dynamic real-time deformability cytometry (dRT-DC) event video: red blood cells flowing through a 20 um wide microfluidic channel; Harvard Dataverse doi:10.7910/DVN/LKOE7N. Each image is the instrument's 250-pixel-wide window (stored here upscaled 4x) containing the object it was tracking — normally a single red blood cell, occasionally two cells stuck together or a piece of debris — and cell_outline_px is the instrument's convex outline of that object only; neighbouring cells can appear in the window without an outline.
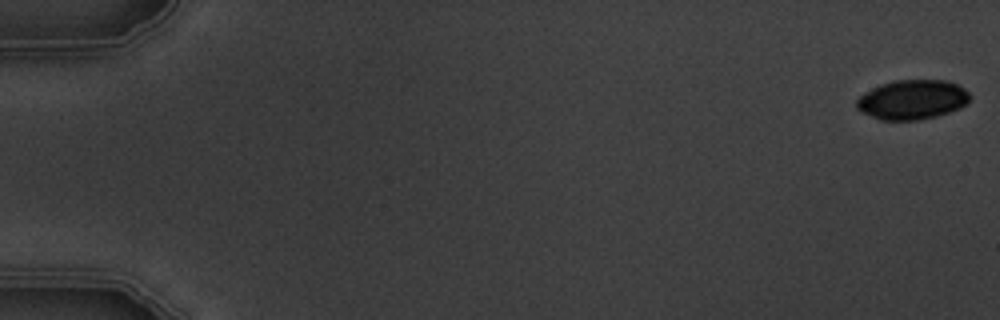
{"species": "common noctule bat (a hibernating species)", "species_latin": "Nyctalus noctula", "temperature_condition": "warm", "stored_images_in_passage": 8, "camera_frame_rate_fps": 3000, "um_per_image_px": 0.085, "animal": {"sex": "male", "body_mass_g": 19.5, "forearm_length_mm": 54.6}, "frame": {"image": 1, "passage_image": 1, "time_ms": 0.0, "image_size_px": [1000, 320], "cell_outline_px": [[968, 104], [960, 108], [936, 116], [920, 120], [880, 120], [860, 112], [856, 108], [856, 100], [864, 92], [880, 84], [892, 80], [948, 80], [964, 88], [968, 92]], "centroid_in_image_um": [77.51, 8.47], "position_along_channel_um": 7.5, "area_um2": 26.3}}
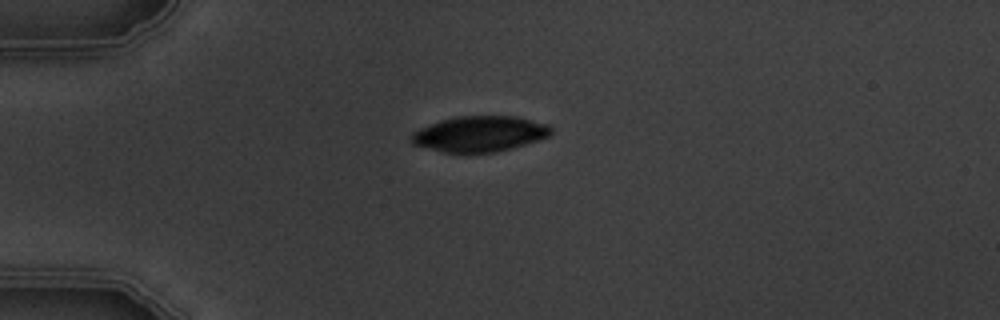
{"frame": {"image": 2, "passage_image": 5, "time_ms": 4.667, "image_size_px": [1000, 320], "cell_outline_px": [[552, 132], [548, 136], [512, 148], [496, 152], [444, 152], [412, 144], [412, 132], [420, 128], [440, 120], [456, 116], [516, 116], [548, 124], [552, 128]], "centroid_in_image_um": [40.77, 11.36], "position_along_channel_um": 44.2, "area_um2": 28.73}}